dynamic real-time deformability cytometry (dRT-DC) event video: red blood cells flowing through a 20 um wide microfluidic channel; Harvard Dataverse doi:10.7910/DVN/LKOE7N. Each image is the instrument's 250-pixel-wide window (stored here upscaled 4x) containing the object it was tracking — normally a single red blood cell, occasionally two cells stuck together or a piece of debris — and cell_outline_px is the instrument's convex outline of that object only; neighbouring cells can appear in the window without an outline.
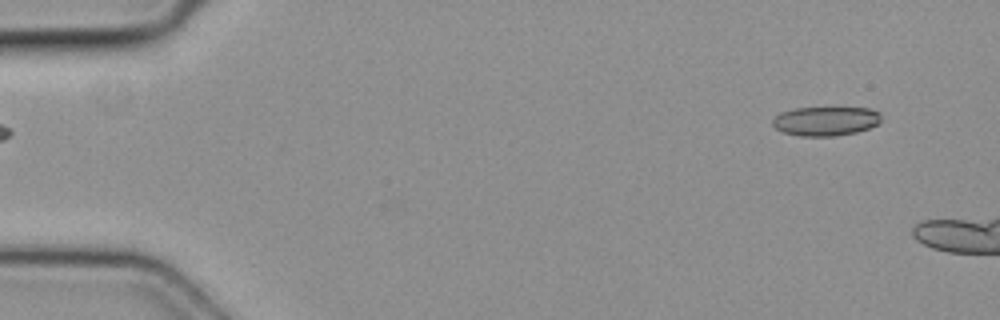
{"species": "common noctule bat (a hibernating species)", "species_latin": "Nyctalus noctula", "temperature_condition": "cold", "stored_images_in_passage": 5, "camera_frame_rate_fps": 3000, "um_per_image_px": 0.085, "animal": {"sex": "female", "body_mass_g": 19.3, "forearm_length_mm": 54.1}, "frame": {"image": 1, "passage_image": 1, "time_ms": 0.0, "image_size_px": [1000, 320], "cell_outline_px": [[880, 124], [856, 132], [836, 136], [800, 136], [784, 132], [776, 128], [772, 124], [772, 120], [780, 112], [792, 108], [868, 108], [880, 112]], "centroid_in_image_um": [70.18, 10.29], "position_along_channel_um": 14.8, "area_um2": 18.5}}